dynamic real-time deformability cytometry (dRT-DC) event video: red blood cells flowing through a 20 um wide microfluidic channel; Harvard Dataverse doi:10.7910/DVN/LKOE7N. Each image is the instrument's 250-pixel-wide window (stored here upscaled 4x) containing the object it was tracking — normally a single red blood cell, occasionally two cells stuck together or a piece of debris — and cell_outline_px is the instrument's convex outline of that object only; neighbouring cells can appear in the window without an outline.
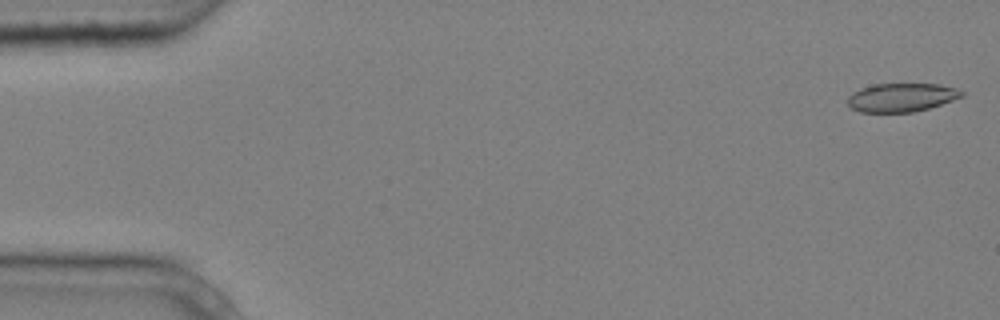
{"species": "common noctule bat (a hibernating species)", "species_latin": "Nyctalus noctula", "temperature_condition": "cold", "stored_images_in_passage": 6, "segment_of_instrument_passage": [1, 2], "camera_frame_rate_fps": 3000, "um_per_image_px": 0.085, "animal": {"sex": "male", "body_mass_g": 20.4}, "frame": {"image": 1, "passage_image": 1, "time_ms": 0.0, "image_size_px": [1000, 320], "cell_outline_px": [[964, 96], [928, 108], [912, 112], [860, 112], [852, 108], [848, 104], [848, 96], [852, 92], [860, 88], [876, 84], [940, 84], [956, 88], [964, 92]], "centroid_in_image_um": [76.62, 8.28], "position_along_channel_um": 8.4, "area_um2": 18.9}}